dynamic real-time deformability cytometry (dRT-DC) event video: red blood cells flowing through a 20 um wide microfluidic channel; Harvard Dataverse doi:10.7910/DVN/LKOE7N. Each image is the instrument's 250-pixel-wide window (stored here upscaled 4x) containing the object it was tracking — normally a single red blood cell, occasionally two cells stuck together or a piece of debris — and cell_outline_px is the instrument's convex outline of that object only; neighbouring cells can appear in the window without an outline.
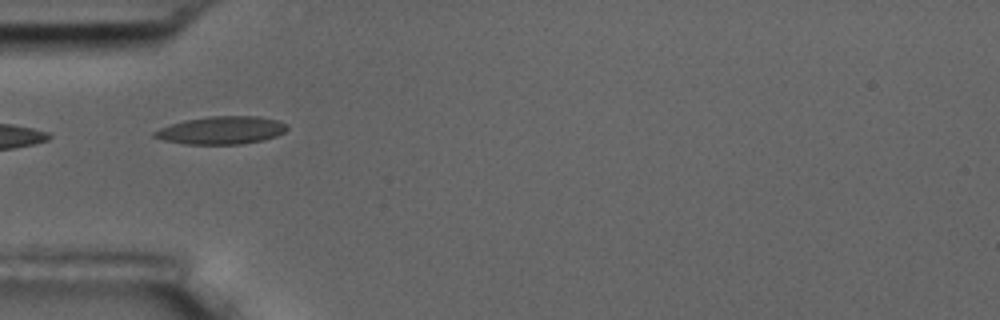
{"species": "common noctule bat (a hibernating species)", "species_latin": "Nyctalus noctula", "temperature_condition": "room temperature", "stored_images_in_passage": 9, "camera_frame_rate_fps": 3000, "um_per_image_px": 0.085, "animal": {"sex": "male", "body_mass_g": 17.5, "forearm_length_mm": 52.3}, "frame": {"image": 1, "passage_image": 4, "time_ms": 3.667, "image_size_px": [1000, 320], "cell_outline_px": [[288, 128], [284, 132], [276, 136], [264, 140], [240, 144], [184, 144], [164, 140], [152, 136], [152, 132], [160, 128], [184, 120], [208, 116], [260, 116], [276, 120], [288, 124]], "centroid_in_image_um": [18.83, 11.07], "position_along_channel_um": 66.2, "area_um2": 21.56}}
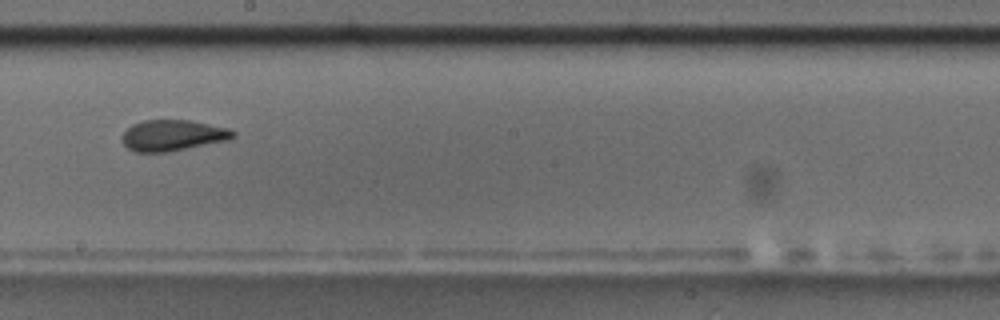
{"frame": {"image": 2, "passage_image": 8, "time_ms": 8.333, "image_size_px": [1000, 320], "cell_outline_px": [[236, 136], [228, 140], [168, 152], [136, 152], [128, 148], [124, 144], [124, 132], [132, 124], [144, 120], [188, 120], [228, 128], [236, 132]], "centroid_in_image_um": [14.71, 11.51], "position_along_channel_um": 233.5, "area_um2": 19.83}}
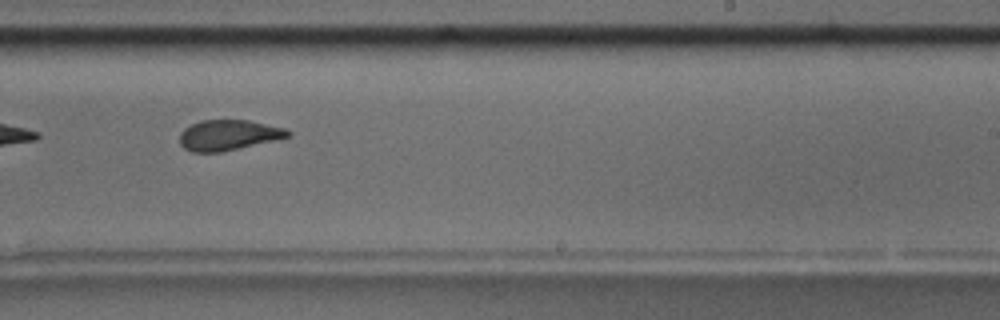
{"frame": {"image": 3, "passage_image": 9, "time_ms": 9.333, "image_size_px": [1000, 320], "cell_outline_px": [[292, 136], [276, 140], [220, 152], [192, 152], [184, 148], [180, 144], [180, 132], [184, 128], [200, 120], [248, 120], [284, 128], [292, 132]], "centroid_in_image_um": [19.42, 11.48], "position_along_channel_um": 269.6, "area_um2": 19.19}}